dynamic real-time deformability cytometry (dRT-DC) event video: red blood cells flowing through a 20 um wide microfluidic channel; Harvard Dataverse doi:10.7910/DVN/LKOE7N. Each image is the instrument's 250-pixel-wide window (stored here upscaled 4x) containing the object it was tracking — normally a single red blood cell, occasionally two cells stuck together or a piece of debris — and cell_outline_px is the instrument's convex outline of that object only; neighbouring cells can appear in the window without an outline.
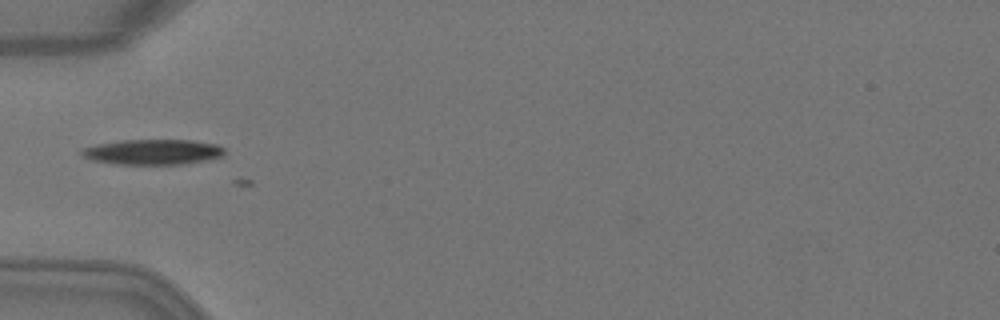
{"species": "Egyptian fruit bat (a non-hibernating species)", "species_latin": "Rousettus aegyptiacus", "temperature_condition": "warm", "stored_images_in_passage": 4, "camera_frame_rate_fps": 3000, "um_per_image_px": 0.085, "animal": {"sex": "female"}, "frame": {"image": 1, "passage_image": 3, "time_ms": 0.667, "image_size_px": [1000, 320], "cell_outline_px": [[224, 156], [208, 160], [184, 164], [112, 164], [92, 160], [84, 156], [80, 152], [84, 148], [100, 144], [120, 140], [192, 140], [216, 144], [224, 148]], "centroid_in_image_um": [13.04, 12.92], "position_along_channel_um": 72.0, "area_um2": 21.04}}